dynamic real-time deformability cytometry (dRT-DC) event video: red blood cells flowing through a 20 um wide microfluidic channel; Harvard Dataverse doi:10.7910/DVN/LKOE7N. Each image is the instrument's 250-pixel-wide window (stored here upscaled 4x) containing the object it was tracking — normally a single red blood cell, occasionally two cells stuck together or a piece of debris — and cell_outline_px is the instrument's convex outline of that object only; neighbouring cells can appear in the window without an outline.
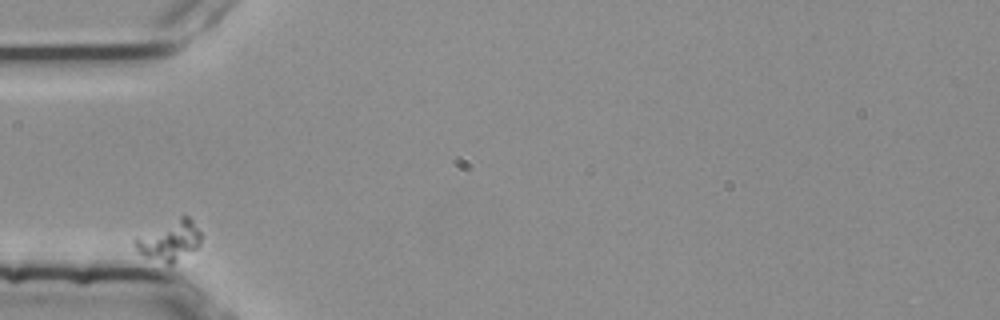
{"species": "common noctule bat (a hibernating species)", "species_latin": "Nyctalus noctula", "temperature_condition": "room temperature", "stored_images_in_passage": 4, "camera_frame_rate_fps": 3000, "um_per_image_px": 0.085, "animal": {"sex": "female", "body_mass_g": 25.1}, "frame": {"image": 1, "passage_image": 1, "time_ms": 0.0, "image_size_px": [1000, 320], "cell_outline_px": [[200, 244], [196, 248], [172, 264], [168, 264], [144, 256], [136, 248], [132, 240], [136, 236], [180, 216], [188, 216], [192, 220], [200, 232]], "centroid_in_image_um": [14.38, 20.44], "position_along_channel_um": 70.6, "area_um2": 15.26}}
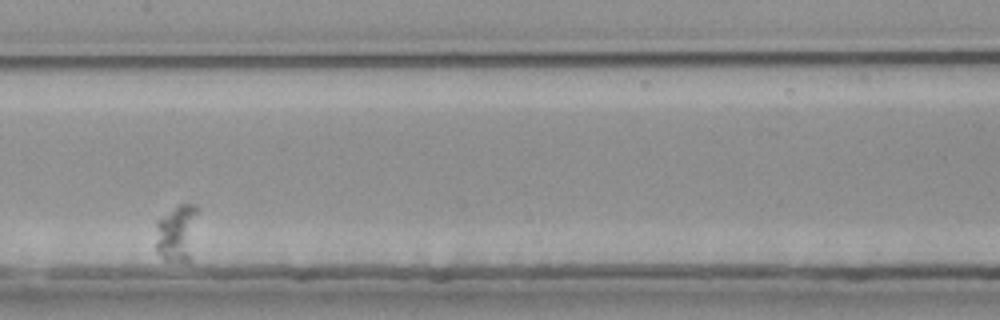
{"frame": {"image": 2, "passage_image": 4, "time_ms": 1.0, "image_size_px": [1000, 320], "cell_outline_px": [[200, 212], [188, 260], [164, 260], [156, 252], [156, 220], [180, 204], [196, 204], [200, 208]], "centroid_in_image_um": [15.04, 19.73], "position_along_channel_um": 192.4, "area_um2": 14.05}}